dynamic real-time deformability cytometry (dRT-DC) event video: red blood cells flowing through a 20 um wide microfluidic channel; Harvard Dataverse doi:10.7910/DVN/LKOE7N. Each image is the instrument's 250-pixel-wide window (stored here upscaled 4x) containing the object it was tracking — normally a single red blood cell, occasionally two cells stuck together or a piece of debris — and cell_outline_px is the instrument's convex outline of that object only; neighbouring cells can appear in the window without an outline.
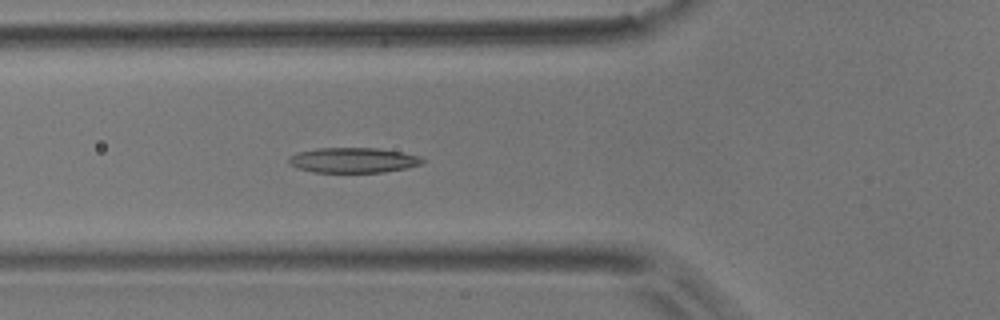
{"species": "common noctule bat (a hibernating species)", "species_latin": "Nyctalus noctula", "temperature_condition": "room temperature", "stored_images_in_passage": 5, "camera_frame_rate_fps": 3000, "um_per_image_px": 0.085, "animal": {"sex": "male", "body_mass_g": 17.9}, "frame": {"image": 1, "passage_image": 5, "time_ms": 5.667, "image_size_px": [1000, 320], "cell_outline_px": [[424, 164], [408, 168], [384, 172], [312, 172], [296, 168], [288, 164], [288, 156], [296, 152], [316, 148], [380, 148], [420, 156], [424, 160]], "centroid_in_image_um": [29.99, 13.62], "position_along_channel_um": 95.8, "area_um2": 19.88}}